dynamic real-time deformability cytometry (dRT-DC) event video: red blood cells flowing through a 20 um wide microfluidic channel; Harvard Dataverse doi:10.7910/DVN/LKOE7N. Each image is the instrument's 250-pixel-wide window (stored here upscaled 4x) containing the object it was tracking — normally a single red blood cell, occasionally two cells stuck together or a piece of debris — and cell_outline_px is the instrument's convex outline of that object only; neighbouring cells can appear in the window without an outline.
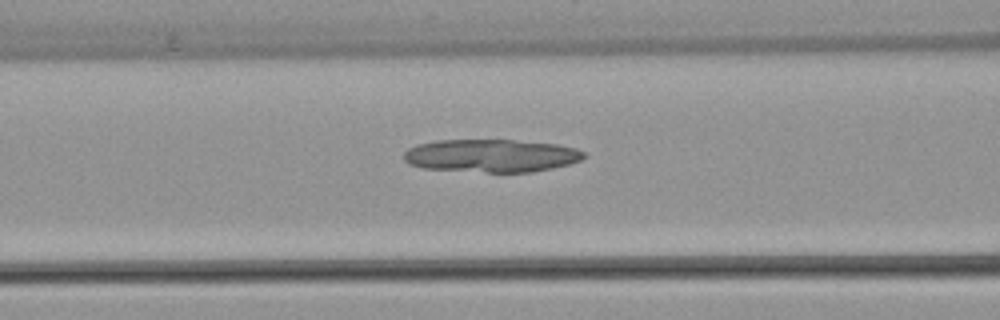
{"species": "common noctule bat (a hibernating species)", "species_latin": "Nyctalus noctula", "temperature_condition": "warm", "stored_images_in_passage": 32, "camera_frame_rate_fps": 3000, "um_per_image_px": 0.085, "animal": {"sex": "female", "body_mass_g": 22.7, "forearm_length_mm": 54.2}, "frame": {"image": 1, "passage_image": 5, "time_ms": 1.333, "image_size_px": [1000, 320], "cell_outline_px": [[584, 156], [580, 160], [568, 164], [552, 168], [532, 172], [488, 172], [424, 168], [408, 164], [404, 160], [404, 152], [408, 148], [416, 144], [436, 140], [512, 140], [556, 144], [576, 148], [584, 152]], "centroid_in_image_um": [41.72, 13.23], "position_along_channel_um": 124.9, "area_um2": 34.45}}
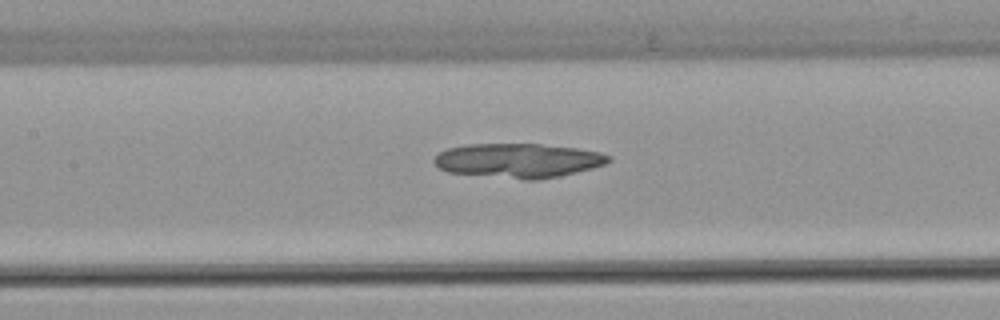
{"frame": {"image": 2, "passage_image": 8, "time_ms": 2.333, "image_size_px": [1000, 320], "cell_outline_px": [[612, 160], [604, 164], [592, 168], [560, 176], [540, 180], [524, 180], [448, 172], [440, 168], [432, 160], [440, 152], [448, 148], [468, 144], [540, 144], [576, 148], [600, 152], [612, 156]], "centroid_in_image_um": [44.07, 13.65], "position_along_channel_um": 163.3, "area_um2": 34.97}}
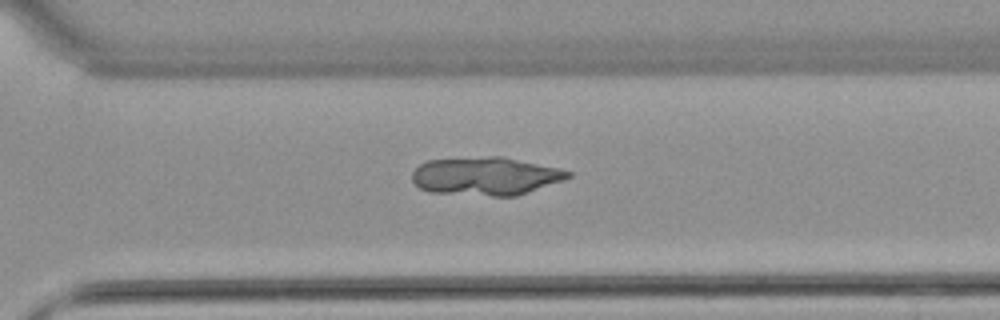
{"frame": {"image": 3, "passage_image": 21, "time_ms": 6.667, "image_size_px": [1000, 320], "cell_outline_px": [[572, 176], [564, 180], [516, 196], [492, 196], [428, 192], [420, 188], [412, 180], [412, 172], [420, 164], [428, 160], [488, 156], [500, 156], [560, 168], [572, 172]], "centroid_in_image_um": [41.29, 14.97], "position_along_channel_um": 329.3, "area_um2": 34.74}}